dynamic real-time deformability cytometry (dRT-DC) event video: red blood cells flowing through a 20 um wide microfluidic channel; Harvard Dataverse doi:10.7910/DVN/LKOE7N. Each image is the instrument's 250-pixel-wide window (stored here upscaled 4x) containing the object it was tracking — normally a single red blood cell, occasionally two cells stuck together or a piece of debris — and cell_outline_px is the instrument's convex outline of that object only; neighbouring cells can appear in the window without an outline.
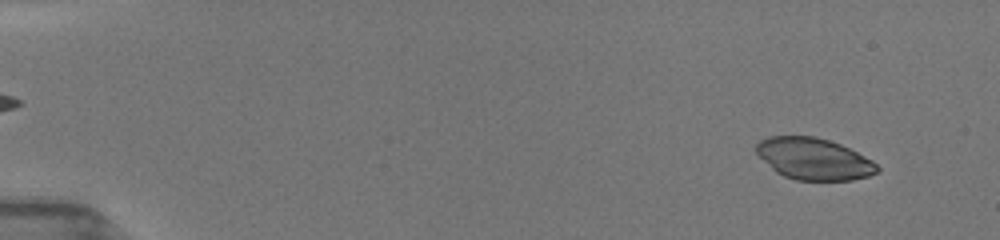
{"species": "common noctule bat (a hibernating species)", "species_latin": "Nyctalus noctula", "temperature_condition": "room temperature", "stored_images_in_passage": 42, "camera_frame_rate_fps": 3000, "um_per_image_px": 0.085, "animal": {"sex": "female", "body_mass_g": 19.5, "forearm_length_mm": 54.1}, "frame": {"image": 1, "passage_image": 5, "time_ms": 1.0, "image_size_px": [1000, 240], "cell_outline_px": [[880, 168], [876, 172], [868, 176], [852, 180], [796, 180], [784, 176], [776, 172], [756, 152], [756, 144], [760, 140], [768, 136], [816, 136], [840, 144], [872, 160]], "centroid_in_image_um": [69.16, 13.5], "position_along_channel_um": 15.8, "area_um2": 29.13}}
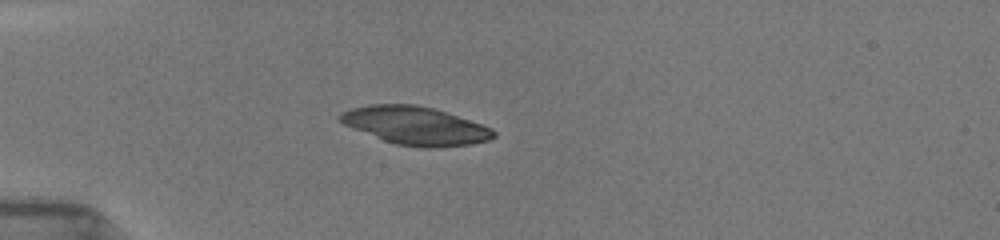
{"frame": {"image": 2, "passage_image": 18, "time_ms": 4.667, "image_size_px": [1000, 240], "cell_outline_px": [[496, 136], [488, 140], [472, 144], [432, 148], [424, 148], [396, 144], [384, 140], [344, 124], [336, 116], [340, 112], [352, 108], [372, 104], [412, 104], [432, 108], [492, 128], [496, 132]], "centroid_in_image_um": [35.3, 10.68], "position_along_channel_um": 49.7, "area_um2": 33.64}}